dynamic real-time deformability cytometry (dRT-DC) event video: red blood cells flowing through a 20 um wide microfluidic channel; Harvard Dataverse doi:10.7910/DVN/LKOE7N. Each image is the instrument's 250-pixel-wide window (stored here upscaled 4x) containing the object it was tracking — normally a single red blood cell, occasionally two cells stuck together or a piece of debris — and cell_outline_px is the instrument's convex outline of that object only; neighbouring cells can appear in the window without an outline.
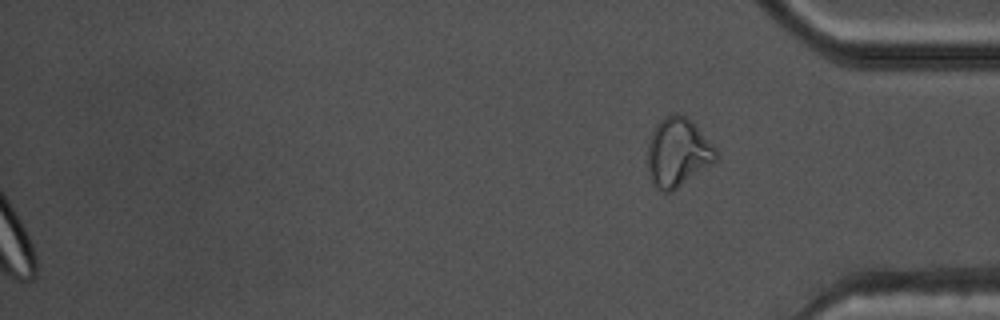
{"species": "common noctule bat (a hibernating species)", "species_latin": "Nyctalus noctula", "temperature_condition": "warm", "stored_images_in_passage": 48, "segment_of_instrument_passage": [2, 2], "camera_frame_rate_fps": 3000, "um_per_image_px": 0.085, "animal": {"sex": "male", "body_mass_g": 17.5, "forearm_length_mm": 52.3}, "frame": {"image": 1, "passage_image": 48, "time_ms": 15.667, "image_size_px": [1000, 320], "cell_outline_px": [[716, 160], [712, 164], [672, 192], [664, 192], [656, 188], [648, 176], [648, 140], [656, 124], [664, 116], [676, 112], [684, 116], [716, 148]], "centroid_in_image_um": [57.57, 12.98], "position_along_channel_um": 377.6, "area_um2": 27.17}}